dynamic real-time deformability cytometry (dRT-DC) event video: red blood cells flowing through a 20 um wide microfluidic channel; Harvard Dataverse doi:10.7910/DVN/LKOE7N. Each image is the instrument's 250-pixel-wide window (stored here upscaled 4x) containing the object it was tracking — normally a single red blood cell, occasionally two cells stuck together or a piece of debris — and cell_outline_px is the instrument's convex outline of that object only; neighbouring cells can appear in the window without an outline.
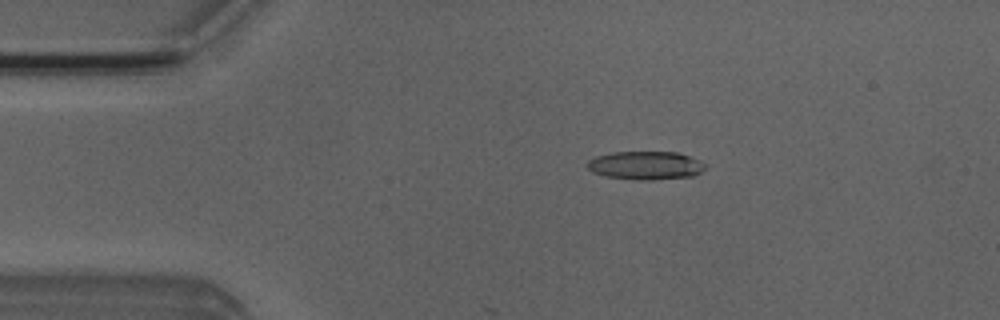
{"species": "Egyptian fruit bat (a non-hibernating species)", "species_latin": "Rousettus aegyptiacus", "temperature_condition": "room temperature", "stored_images_in_passage": 3, "camera_frame_rate_fps": 3000, "um_per_image_px": 0.085, "animal": {"sex": "male"}, "frame": {"image": 1, "passage_image": 2, "time_ms": 1.0, "image_size_px": [1000, 320], "cell_outline_px": [[704, 168], [700, 172], [692, 176], [652, 180], [636, 180], [604, 176], [592, 172], [588, 168], [588, 160], [596, 156], [612, 152], [676, 152], [700, 160], [704, 164]], "centroid_in_image_um": [54.84, 14.06], "position_along_channel_um": 30.2, "area_um2": 19.42}}